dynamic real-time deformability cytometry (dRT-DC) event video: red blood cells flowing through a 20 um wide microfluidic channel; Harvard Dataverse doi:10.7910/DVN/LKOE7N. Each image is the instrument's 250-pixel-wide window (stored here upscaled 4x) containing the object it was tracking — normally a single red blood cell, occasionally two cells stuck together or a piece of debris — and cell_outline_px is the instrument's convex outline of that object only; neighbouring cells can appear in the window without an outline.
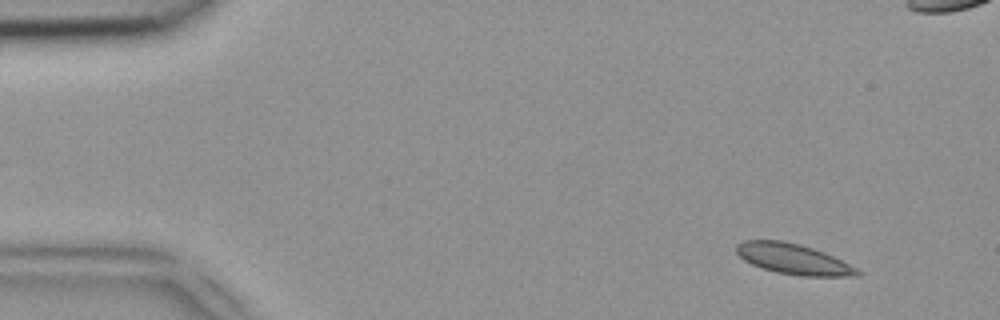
{"species": "common noctule bat (a hibernating species)", "species_latin": "Nyctalus noctula", "temperature_condition": "room temperature", "stored_images_in_passage": 50, "camera_frame_rate_fps": 3000, "um_per_image_px": 0.085, "animal": {"sex": "female", "body_mass_g": 18.4}, "frame": {"image": 1, "passage_image": 4, "time_ms": 1.0, "image_size_px": [1000, 320], "cell_outline_px": [[864, 272], [860, 276], [800, 276], [776, 272], [752, 264], [744, 260], [736, 252], [736, 244], [744, 240], [784, 240], [800, 244], [824, 252]], "centroid_in_image_um": [67.43, 22.01], "position_along_channel_um": 17.6, "area_um2": 21.44}}
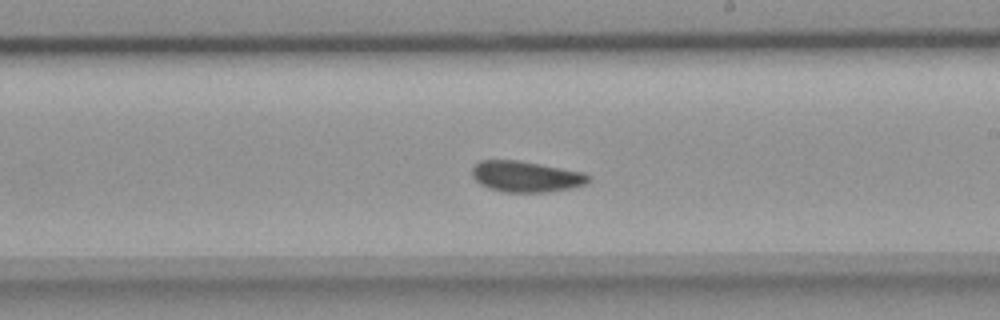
{"frame": {"image": 2, "passage_image": 28, "time_ms": 9.0, "image_size_px": [1000, 320], "cell_outline_px": [[592, 180], [584, 184], [572, 188], [548, 192], [504, 192], [488, 188], [480, 184], [472, 176], [472, 168], [480, 160], [520, 160], [584, 172], [592, 176]], "centroid_in_image_um": [44.74, 15.0], "position_along_channel_um": 244.3, "area_um2": 21.21}}
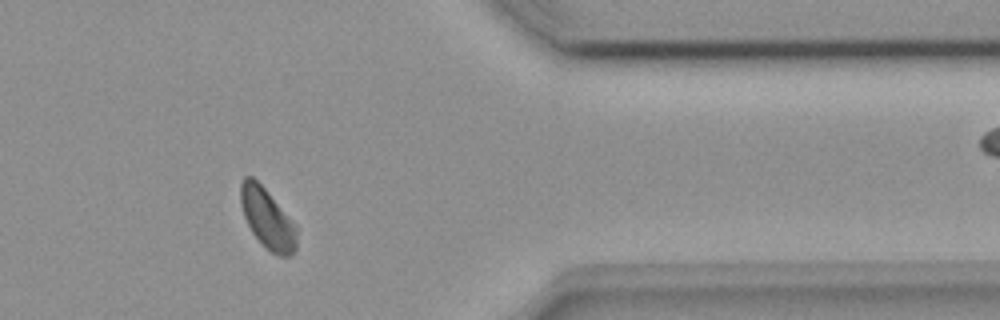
{"frame": {"image": 3, "passage_image": 40, "time_ms": 13.0, "image_size_px": [1000, 320], "cell_outline_px": [[296, 248], [288, 256], [280, 256], [272, 252], [252, 232], [244, 216], [240, 204], [240, 184], [244, 176], [252, 176], [264, 188], [296, 224]], "centroid_in_image_um": [22.71, 18.54], "position_along_channel_um": 388.7, "area_um2": 19.25}}